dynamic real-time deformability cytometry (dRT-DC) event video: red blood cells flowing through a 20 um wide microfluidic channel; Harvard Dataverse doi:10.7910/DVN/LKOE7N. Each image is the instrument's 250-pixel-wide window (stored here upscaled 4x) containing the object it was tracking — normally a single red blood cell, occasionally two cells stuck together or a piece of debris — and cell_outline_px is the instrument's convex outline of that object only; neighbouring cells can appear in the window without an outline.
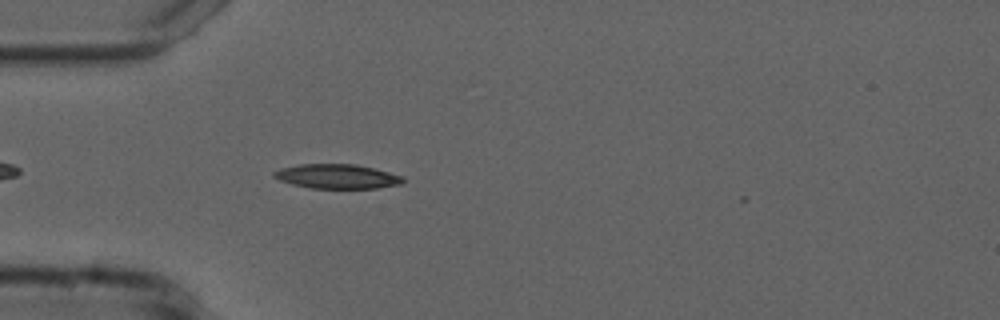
{"species": "common noctule bat (a hibernating species)", "species_latin": "Nyctalus noctula", "temperature_condition": "cold", "stored_images_in_passage": 2, "camera_frame_rate_fps": 3000, "um_per_image_px": 0.085, "animal": {"sex": "male", "forearm_length_mm": 52.5}, "frame": {"image": 1, "passage_image": 1, "time_ms": 0.0, "image_size_px": [1000, 320], "cell_outline_px": [[408, 180], [400, 184], [376, 188], [308, 188], [292, 184], [280, 180], [272, 176], [272, 172], [280, 168], [300, 164], [356, 164], [404, 176]], "centroid_in_image_um": [28.65, 14.99], "position_along_channel_um": 56.3, "area_um2": 18.44}}